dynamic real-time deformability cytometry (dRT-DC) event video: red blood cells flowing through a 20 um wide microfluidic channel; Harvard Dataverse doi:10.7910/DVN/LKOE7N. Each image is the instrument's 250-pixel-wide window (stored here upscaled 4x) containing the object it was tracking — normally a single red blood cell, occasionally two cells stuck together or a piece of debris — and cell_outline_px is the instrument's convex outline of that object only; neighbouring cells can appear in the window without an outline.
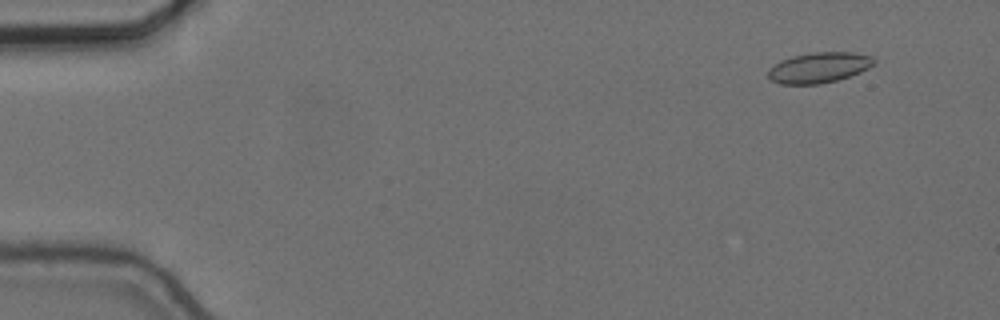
{"species": "common noctule bat (a hibernating species)", "species_latin": "Nyctalus noctula", "temperature_condition": "cold", "stored_images_in_passage": 3, "camera_frame_rate_fps": 3000, "um_per_image_px": 0.085, "animal": {"sex": "female", "body_mass_g": 24.6, "forearm_length_mm": 56.2}, "frame": {"image": 1, "passage_image": 2, "time_ms": 0.333, "image_size_px": [1000, 320], "cell_outline_px": [[876, 60], [868, 68], [860, 72], [836, 80], [820, 84], [780, 84], [772, 80], [768, 76], [768, 68], [780, 60], [792, 56], [812, 52], [852, 52], [872, 56]], "centroid_in_image_um": [69.58, 5.74], "position_along_channel_um": 15.4, "area_um2": 18.79}}